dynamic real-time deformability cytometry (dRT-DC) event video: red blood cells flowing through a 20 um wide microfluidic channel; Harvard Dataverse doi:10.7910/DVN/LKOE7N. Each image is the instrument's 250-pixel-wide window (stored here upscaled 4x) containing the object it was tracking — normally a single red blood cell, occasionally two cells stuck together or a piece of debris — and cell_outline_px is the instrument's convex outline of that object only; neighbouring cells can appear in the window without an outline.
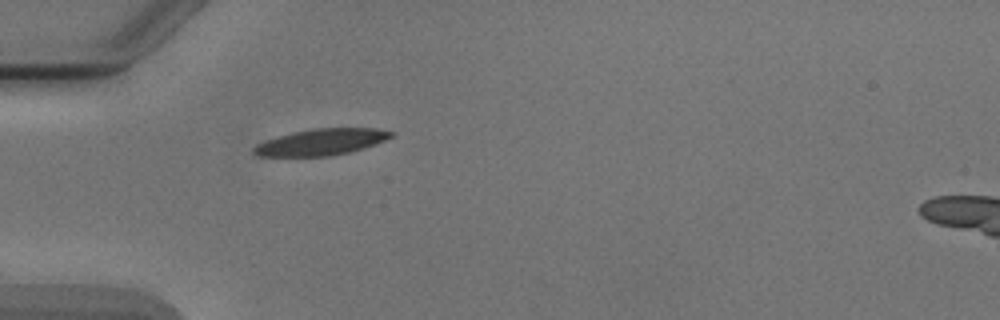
{"species": "Egyptian fruit bat (a non-hibernating species)", "species_latin": "Rousettus aegyptiacus", "temperature_condition": "cold", "stored_images_in_passage": 5, "camera_frame_rate_fps": 3000, "um_per_image_px": 0.085, "animal": {"sex": "male"}, "frame": {"image": 1, "passage_image": 5, "time_ms": 5.667, "image_size_px": [1000, 320], "cell_outline_px": [[396, 132], [392, 136], [376, 144], [364, 148], [348, 152], [328, 156], [256, 156], [252, 152], [252, 148], [256, 144], [292, 132], [312, 128], [376, 128]], "centroid_in_image_um": [27.31, 12.07], "position_along_channel_um": 57.7, "area_um2": 21.04}}